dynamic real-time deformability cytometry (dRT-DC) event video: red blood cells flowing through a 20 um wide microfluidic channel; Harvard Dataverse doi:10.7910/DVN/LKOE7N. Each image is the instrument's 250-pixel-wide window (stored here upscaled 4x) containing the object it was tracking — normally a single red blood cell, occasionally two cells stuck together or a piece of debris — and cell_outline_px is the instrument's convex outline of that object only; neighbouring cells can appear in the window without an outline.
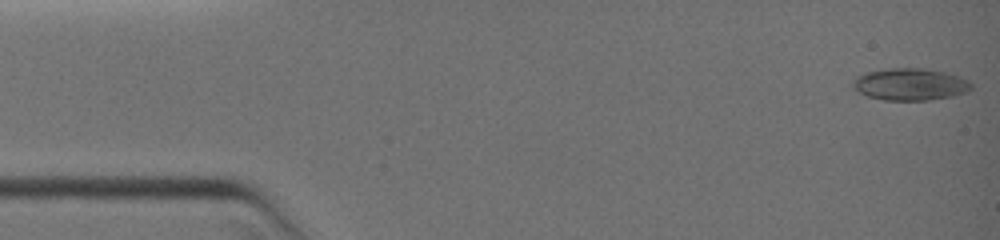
{"species": "common noctule bat (a hibernating species)", "species_latin": "Nyctalus noctula", "temperature_condition": "warm", "stored_images_in_passage": 10, "camera_frame_rate_fps": 3000, "um_per_image_px": 0.085, "animal": {"sex": "female", "body_mass_g": 19.0, "forearm_length_mm": 51.5}, "frame": {"image": 1, "passage_image": 1, "time_ms": 0.0, "image_size_px": [1000, 240], "cell_outline_px": [[972, 88], [968, 92], [952, 96], [928, 100], [884, 100], [868, 96], [860, 92], [852, 84], [852, 80], [856, 76], [864, 72], [888, 68], [924, 68], [944, 72], [968, 80], [972, 84]], "centroid_in_image_um": [77.36, 7.16], "position_along_channel_um": 7.6, "area_um2": 22.08}}
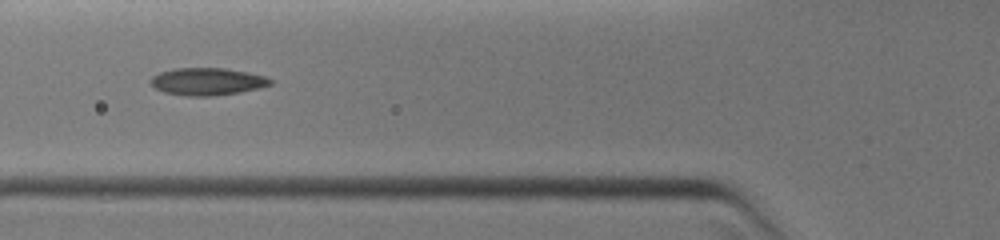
{"frame": {"image": 2, "passage_image": 9, "time_ms": 4.667, "image_size_px": [1000, 240], "cell_outline_px": [[272, 84], [240, 92], [212, 96], [184, 96], [164, 92], [156, 88], [148, 80], [152, 76], [160, 72], [176, 68], [224, 68], [248, 72], [264, 76], [272, 80]], "centroid_in_image_um": [17.59, 6.93], "position_along_channel_um": 108.2, "area_um2": 19.02}}
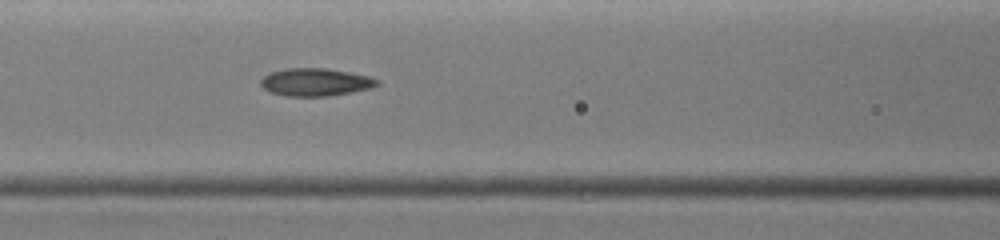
{"frame": {"image": 3, "passage_image": 10, "time_ms": 5.333, "image_size_px": [1000, 240], "cell_outline_px": [[380, 84], [372, 88], [328, 96], [284, 96], [268, 92], [260, 84], [260, 80], [264, 76], [272, 72], [284, 68], [324, 68], [348, 72], [368, 76], [380, 80]], "centroid_in_image_um": [26.8, 6.98], "position_along_channel_um": 139.8, "area_um2": 18.84}}